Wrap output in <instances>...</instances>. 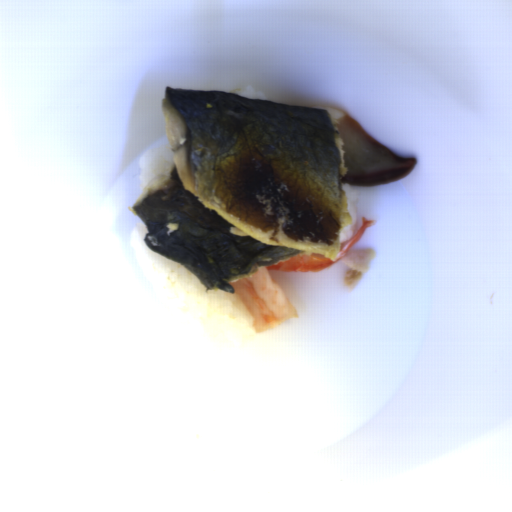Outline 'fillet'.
I'll return each instance as SVG.
<instances>
[{"label":"fillet","mask_w":512,"mask_h":512,"mask_svg":"<svg viewBox=\"0 0 512 512\" xmlns=\"http://www.w3.org/2000/svg\"><path fill=\"white\" fill-rule=\"evenodd\" d=\"M333 120L346 168L342 183L367 188L382 186L400 181L414 169L417 159L398 156L367 134L351 115Z\"/></svg>","instance_id":"25842a12"}]
</instances>
